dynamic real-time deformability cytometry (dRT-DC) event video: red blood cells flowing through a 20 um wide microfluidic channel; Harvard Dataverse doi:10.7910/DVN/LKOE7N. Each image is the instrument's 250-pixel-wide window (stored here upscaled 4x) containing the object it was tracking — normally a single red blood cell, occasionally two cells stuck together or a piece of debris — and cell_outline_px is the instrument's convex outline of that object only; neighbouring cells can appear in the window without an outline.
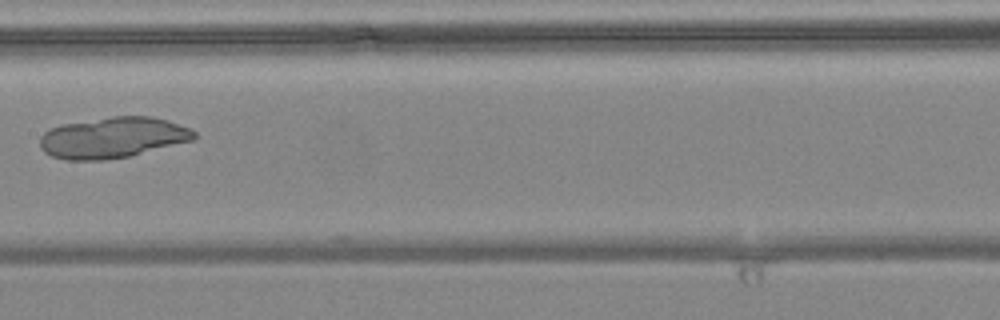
{"species": "common noctule bat (a hibernating species)", "species_latin": "Nyctalus noctula", "temperature_condition": "warm", "stored_images_in_passage": 4, "camera_frame_rate_fps": 3000, "um_per_image_px": 0.085, "animal": {"sex": "female", "body_mass_g": 24.6, "forearm_length_mm": 56.2}, "frame": {"image": 1, "passage_image": 4, "time_ms": 1.0, "image_size_px": [1000, 320], "cell_outline_px": [[196, 136], [192, 140], [128, 156], [104, 160], [64, 160], [52, 156], [44, 152], [40, 148], [40, 136], [44, 132], [60, 124], [112, 116], [152, 116], [168, 120], [192, 128], [196, 132]], "centroid_in_image_um": [9.57, 11.68], "position_along_channel_um": 197.8, "area_um2": 36.82}}